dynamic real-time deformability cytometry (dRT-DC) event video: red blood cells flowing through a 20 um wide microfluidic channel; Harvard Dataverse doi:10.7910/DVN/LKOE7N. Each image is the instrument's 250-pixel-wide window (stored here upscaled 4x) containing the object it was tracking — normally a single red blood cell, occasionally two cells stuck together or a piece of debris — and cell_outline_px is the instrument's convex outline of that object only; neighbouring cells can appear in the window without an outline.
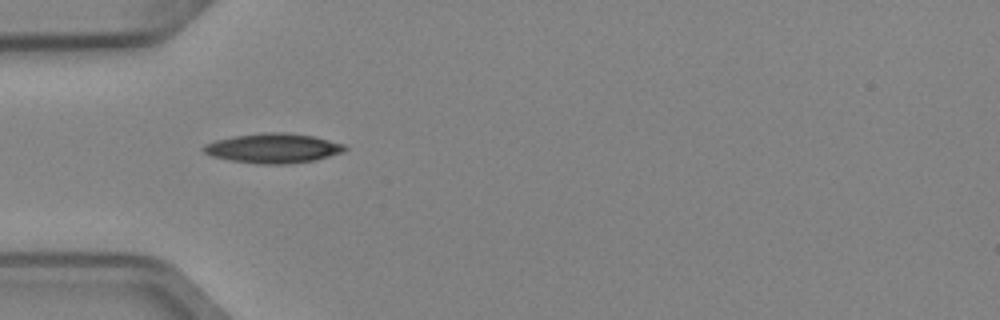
{"species": "Egyptian fruit bat (a non-hibernating species)", "species_latin": "Rousettus aegyptiacus", "temperature_condition": "cold", "stored_images_in_passage": 36, "camera_frame_rate_fps": 3000, "um_per_image_px": 0.085, "animal": {"sex": "female"}, "frame": {"image": 1, "passage_image": 1, "time_ms": 0.0, "image_size_px": [1000, 320], "cell_outline_px": [[348, 148], [344, 152], [316, 160], [288, 164], [260, 164], [232, 160], [212, 156], [204, 152], [200, 148], [204, 144], [216, 140], [232, 136], [264, 132], [284, 132], [312, 136], [344, 144]], "centroid_in_image_um": [23.22, 12.6], "position_along_channel_um": 61.8, "area_um2": 24.45}}
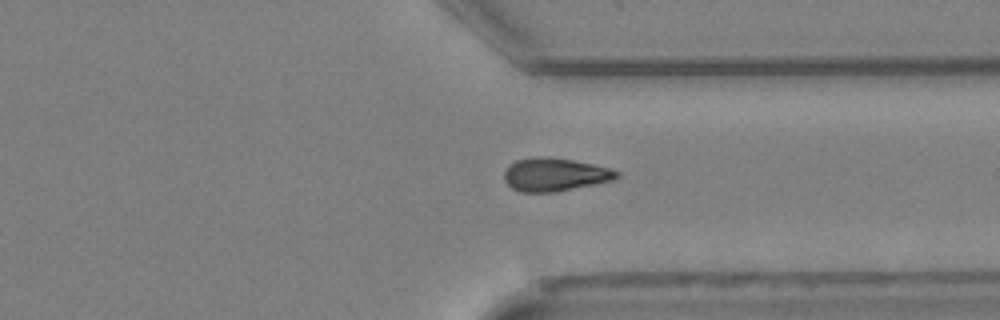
{"frame": {"image": 2, "passage_image": 24, "time_ms": 7.667, "image_size_px": [1000, 320], "cell_outline_px": [[620, 176], [612, 180], [596, 184], [556, 192], [520, 192], [512, 188], [504, 180], [504, 172], [508, 164], [516, 160], [548, 156], [572, 160], [612, 168], [620, 172]], "centroid_in_image_um": [47.17, 14.84], "position_along_channel_um": 364.2, "area_um2": 21.85}}
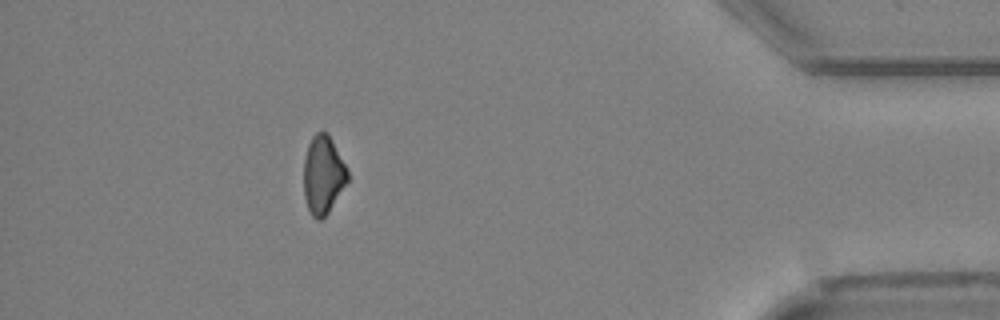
{"frame": {"image": 3, "passage_image": 31, "time_ms": 10.0, "image_size_px": [1000, 320], "cell_outline_px": [[348, 180], [328, 212], [320, 220], [316, 220], [312, 216], [308, 208], [304, 196], [304, 160], [308, 144], [312, 136], [316, 132], [328, 132], [348, 172]], "centroid_in_image_um": [27.44, 14.85], "position_along_channel_um": 407.8, "area_um2": 19.71}, "authors_computed_cell_mechanics": {"area_um2": 22.0796, "velocity_mm_per_s": 3.9774, "shape_relaxation_time_tau1_ms": 4.9257, "shape_relaxation_time_tau2_ms": null, "deformation_change_tau1": 0.1128, "deformation_change_tau2": null}}